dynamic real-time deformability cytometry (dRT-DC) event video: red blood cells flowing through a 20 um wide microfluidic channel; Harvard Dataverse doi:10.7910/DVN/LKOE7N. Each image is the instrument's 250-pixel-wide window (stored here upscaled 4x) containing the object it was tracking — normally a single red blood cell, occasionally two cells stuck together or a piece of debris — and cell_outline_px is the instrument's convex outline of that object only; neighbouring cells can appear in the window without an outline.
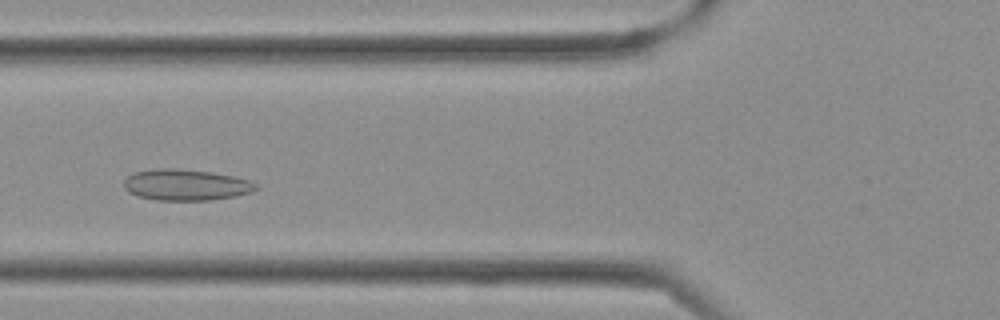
{"species": "Egyptian fruit bat (a non-hibernating species)", "species_latin": "Rousettus aegyptiacus", "temperature_condition": "cold", "stored_images_in_passage": 34, "camera_frame_rate_fps": 3000, "um_per_image_px": 0.085, "frame": {"image": 1, "passage_image": 11, "time_ms": 3.333, "image_size_px": [1000, 320], "cell_outline_px": [[260, 188], [252, 192], [236, 196], [208, 200], [156, 200], [136, 196], [128, 192], [124, 188], [124, 180], [132, 172], [152, 168], [176, 168], [212, 172], [236, 176], [252, 180]], "centroid_in_image_um": [15.81, 15.7], "position_along_channel_um": 110.0, "area_um2": 24.45}}
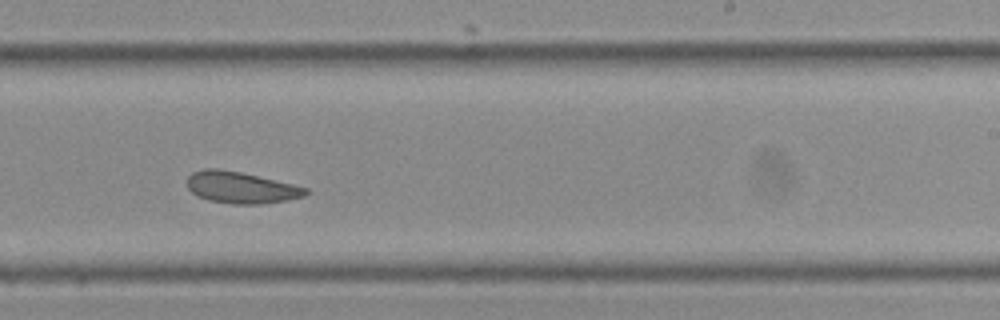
{"frame": {"image": 2, "passage_image": 20, "time_ms": 6.333, "image_size_px": [1000, 320], "cell_outline_px": [[312, 192], [304, 196], [288, 200], [264, 204], [236, 204], [208, 200], [192, 192], [188, 188], [188, 176], [192, 172], [204, 168], [220, 168], [240, 172], [292, 184], [308, 188]], "centroid_in_image_um": [20.51, 15.94], "position_along_channel_um": 268.5, "area_um2": 21.79}}
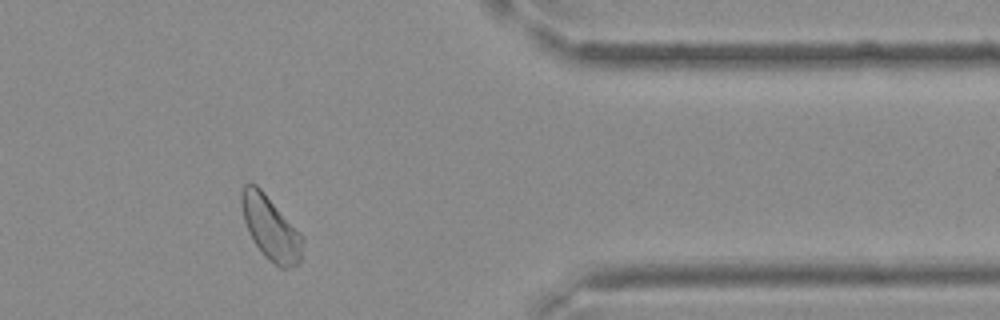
{"frame": {"image": 3, "passage_image": 28, "time_ms": 9.0, "image_size_px": [1000, 320], "cell_outline_px": [[304, 240], [300, 264], [292, 268], [280, 268], [268, 260], [264, 256], [252, 240], [248, 232], [244, 220], [240, 204], [240, 192], [244, 184], [256, 184], [264, 192], [304, 236]], "centroid_in_image_um": [23.01, 19.41], "position_along_channel_um": 388.4, "area_um2": 23.12}}